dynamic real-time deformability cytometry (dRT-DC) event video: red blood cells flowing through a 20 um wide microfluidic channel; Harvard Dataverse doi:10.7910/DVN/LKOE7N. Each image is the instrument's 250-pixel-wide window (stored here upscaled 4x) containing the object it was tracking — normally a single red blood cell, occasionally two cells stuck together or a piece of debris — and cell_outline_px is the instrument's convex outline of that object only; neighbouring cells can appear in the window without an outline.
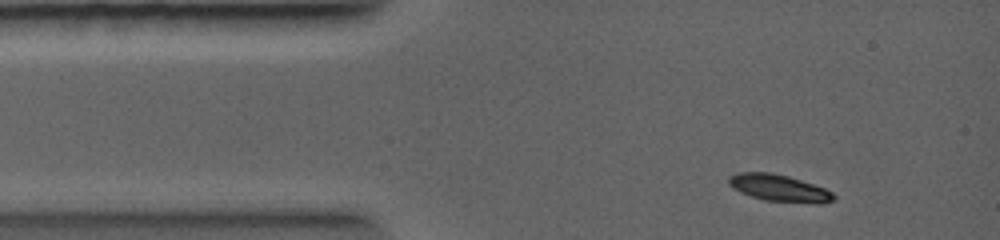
{"species": "common noctule bat (a hibernating species)", "species_latin": "Nyctalus noctula", "temperature_condition": "warm", "stored_images_in_passage": 12, "camera_frame_rate_fps": 5000, "um_per_image_px": 0.085, "animal": {"sex": "female", "body_mass_g": 19.0, "forearm_length_mm": 56.7}, "frame": {"image": 1, "passage_image": 1, "time_ms": 0.0, "image_size_px": [1000, 240], "cell_outline_px": [[836, 200], [820, 204], [816, 204], [764, 200], [740, 192], [732, 188], [728, 184], [728, 176], [736, 172], [772, 172], [788, 176], [824, 188], [832, 192], [836, 196]], "centroid_in_image_um": [66.22, 15.99], "position_along_channel_um": 18.8, "area_um2": 16.65}}
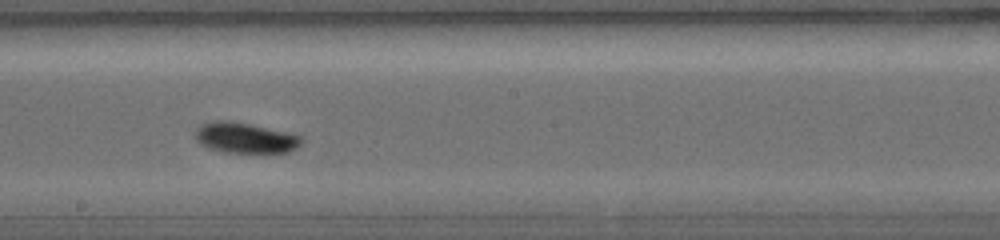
{"frame": {"image": 2, "passage_image": 7, "time_ms": 5.0, "image_size_px": [1000, 240], "cell_outline_px": [[304, 140], [296, 148], [288, 152], [224, 152], [208, 148], [200, 144], [196, 140], [196, 128], [200, 124], [212, 120], [228, 120], [288, 132], [304, 136]], "centroid_in_image_um": [20.83, 11.71], "position_along_channel_um": 227.4, "area_um2": 18.96}}
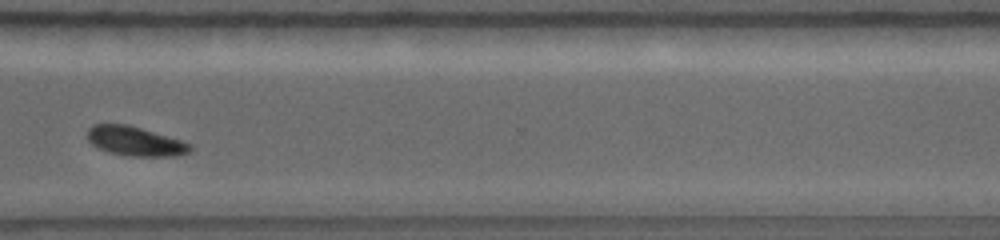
{"frame": {"image": 3, "passage_image": 10, "time_ms": 7.6, "image_size_px": [1000, 240], "cell_outline_px": [[192, 148], [188, 152], [176, 156], [128, 156], [112, 152], [100, 148], [92, 144], [88, 140], [88, 128], [92, 124], [128, 124], [180, 140], [192, 144]], "centroid_in_image_um": [11.49, 11.99], "position_along_channel_um": 359.1, "area_um2": 17.34}}